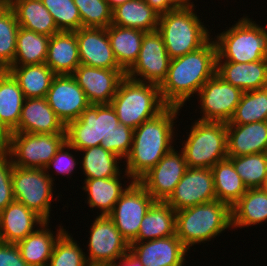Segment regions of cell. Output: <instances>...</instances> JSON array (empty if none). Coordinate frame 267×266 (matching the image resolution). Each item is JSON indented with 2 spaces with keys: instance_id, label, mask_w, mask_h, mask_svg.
I'll return each instance as SVG.
<instances>
[{
  "instance_id": "6da1fadb",
  "label": "cell",
  "mask_w": 267,
  "mask_h": 266,
  "mask_svg": "<svg viewBox=\"0 0 267 266\" xmlns=\"http://www.w3.org/2000/svg\"><path fill=\"white\" fill-rule=\"evenodd\" d=\"M180 109L167 106L156 117L134 129L131 151L123 161L126 167L122 176L138 181L174 147L173 142L177 140L174 139V123Z\"/></svg>"
},
{
  "instance_id": "7a4b0ae2",
  "label": "cell",
  "mask_w": 267,
  "mask_h": 266,
  "mask_svg": "<svg viewBox=\"0 0 267 266\" xmlns=\"http://www.w3.org/2000/svg\"><path fill=\"white\" fill-rule=\"evenodd\" d=\"M216 58L217 47L211 38L198 50L171 59L166 79L159 86L163 102L167 106L184 107L216 74Z\"/></svg>"
},
{
  "instance_id": "3957f363",
  "label": "cell",
  "mask_w": 267,
  "mask_h": 266,
  "mask_svg": "<svg viewBox=\"0 0 267 266\" xmlns=\"http://www.w3.org/2000/svg\"><path fill=\"white\" fill-rule=\"evenodd\" d=\"M175 235L189 250L231 229V208L219 200L176 211ZM206 241V242H205Z\"/></svg>"
},
{
  "instance_id": "277c9868",
  "label": "cell",
  "mask_w": 267,
  "mask_h": 266,
  "mask_svg": "<svg viewBox=\"0 0 267 266\" xmlns=\"http://www.w3.org/2000/svg\"><path fill=\"white\" fill-rule=\"evenodd\" d=\"M215 35L216 61L249 63L267 60V28L243 16L228 30Z\"/></svg>"
},
{
  "instance_id": "5b68a950",
  "label": "cell",
  "mask_w": 267,
  "mask_h": 266,
  "mask_svg": "<svg viewBox=\"0 0 267 266\" xmlns=\"http://www.w3.org/2000/svg\"><path fill=\"white\" fill-rule=\"evenodd\" d=\"M119 122L132 129L161 113L163 102L158 85L133 80L125 76L111 100Z\"/></svg>"
},
{
  "instance_id": "8992f818",
  "label": "cell",
  "mask_w": 267,
  "mask_h": 266,
  "mask_svg": "<svg viewBox=\"0 0 267 266\" xmlns=\"http://www.w3.org/2000/svg\"><path fill=\"white\" fill-rule=\"evenodd\" d=\"M195 9L177 8L159 16L157 31L162 35L170 59L198 50L212 38Z\"/></svg>"
},
{
  "instance_id": "52a82bcc",
  "label": "cell",
  "mask_w": 267,
  "mask_h": 266,
  "mask_svg": "<svg viewBox=\"0 0 267 266\" xmlns=\"http://www.w3.org/2000/svg\"><path fill=\"white\" fill-rule=\"evenodd\" d=\"M187 139L182 143L187 167L212 168L227 159V124L195 120Z\"/></svg>"
},
{
  "instance_id": "ba28073f",
  "label": "cell",
  "mask_w": 267,
  "mask_h": 266,
  "mask_svg": "<svg viewBox=\"0 0 267 266\" xmlns=\"http://www.w3.org/2000/svg\"><path fill=\"white\" fill-rule=\"evenodd\" d=\"M120 124L111 104H90L66 127V141L77 151L107 145L108 136Z\"/></svg>"
},
{
  "instance_id": "9c48e42d",
  "label": "cell",
  "mask_w": 267,
  "mask_h": 266,
  "mask_svg": "<svg viewBox=\"0 0 267 266\" xmlns=\"http://www.w3.org/2000/svg\"><path fill=\"white\" fill-rule=\"evenodd\" d=\"M11 181L14 199L50 222L55 184L45 170L13 166Z\"/></svg>"
},
{
  "instance_id": "30bf717a",
  "label": "cell",
  "mask_w": 267,
  "mask_h": 266,
  "mask_svg": "<svg viewBox=\"0 0 267 266\" xmlns=\"http://www.w3.org/2000/svg\"><path fill=\"white\" fill-rule=\"evenodd\" d=\"M65 141L66 133L12 132L6 152L16 167L44 169Z\"/></svg>"
},
{
  "instance_id": "8fae6325",
  "label": "cell",
  "mask_w": 267,
  "mask_h": 266,
  "mask_svg": "<svg viewBox=\"0 0 267 266\" xmlns=\"http://www.w3.org/2000/svg\"><path fill=\"white\" fill-rule=\"evenodd\" d=\"M92 222L88 231V255H85L89 266H107L129 251V243L108 215H98Z\"/></svg>"
},
{
  "instance_id": "7c38bea8",
  "label": "cell",
  "mask_w": 267,
  "mask_h": 266,
  "mask_svg": "<svg viewBox=\"0 0 267 266\" xmlns=\"http://www.w3.org/2000/svg\"><path fill=\"white\" fill-rule=\"evenodd\" d=\"M154 202L146 189L134 181L108 215L129 245L137 238L141 222Z\"/></svg>"
},
{
  "instance_id": "4fadbf2b",
  "label": "cell",
  "mask_w": 267,
  "mask_h": 266,
  "mask_svg": "<svg viewBox=\"0 0 267 266\" xmlns=\"http://www.w3.org/2000/svg\"><path fill=\"white\" fill-rule=\"evenodd\" d=\"M170 60L162 35L158 31L146 32L138 57L126 76L160 86L166 79Z\"/></svg>"
},
{
  "instance_id": "5bb4252c",
  "label": "cell",
  "mask_w": 267,
  "mask_h": 266,
  "mask_svg": "<svg viewBox=\"0 0 267 266\" xmlns=\"http://www.w3.org/2000/svg\"><path fill=\"white\" fill-rule=\"evenodd\" d=\"M243 91L225 82L215 74L199 90L196 95L199 99L202 112L201 121L228 123L233 117L240 102Z\"/></svg>"
},
{
  "instance_id": "9a60e30c",
  "label": "cell",
  "mask_w": 267,
  "mask_h": 266,
  "mask_svg": "<svg viewBox=\"0 0 267 266\" xmlns=\"http://www.w3.org/2000/svg\"><path fill=\"white\" fill-rule=\"evenodd\" d=\"M187 168L183 151H177L173 147L138 182L155 201L165 202L184 176Z\"/></svg>"
},
{
  "instance_id": "2e32d148",
  "label": "cell",
  "mask_w": 267,
  "mask_h": 266,
  "mask_svg": "<svg viewBox=\"0 0 267 266\" xmlns=\"http://www.w3.org/2000/svg\"><path fill=\"white\" fill-rule=\"evenodd\" d=\"M216 199L211 168H187L176 188L165 201L175 211Z\"/></svg>"
},
{
  "instance_id": "e0dca14e",
  "label": "cell",
  "mask_w": 267,
  "mask_h": 266,
  "mask_svg": "<svg viewBox=\"0 0 267 266\" xmlns=\"http://www.w3.org/2000/svg\"><path fill=\"white\" fill-rule=\"evenodd\" d=\"M45 98L65 126L77 120L90 105L74 77L66 74L55 76Z\"/></svg>"
},
{
  "instance_id": "ac0fdd59",
  "label": "cell",
  "mask_w": 267,
  "mask_h": 266,
  "mask_svg": "<svg viewBox=\"0 0 267 266\" xmlns=\"http://www.w3.org/2000/svg\"><path fill=\"white\" fill-rule=\"evenodd\" d=\"M83 89L90 104H110L121 80L123 69H105L80 64L71 74Z\"/></svg>"
},
{
  "instance_id": "d6986e66",
  "label": "cell",
  "mask_w": 267,
  "mask_h": 266,
  "mask_svg": "<svg viewBox=\"0 0 267 266\" xmlns=\"http://www.w3.org/2000/svg\"><path fill=\"white\" fill-rule=\"evenodd\" d=\"M129 251L143 266H186L188 249L172 235L150 241L132 242Z\"/></svg>"
},
{
  "instance_id": "ffe728a7",
  "label": "cell",
  "mask_w": 267,
  "mask_h": 266,
  "mask_svg": "<svg viewBox=\"0 0 267 266\" xmlns=\"http://www.w3.org/2000/svg\"><path fill=\"white\" fill-rule=\"evenodd\" d=\"M75 34L80 64L105 69H122L113 54L107 28L81 27Z\"/></svg>"
},
{
  "instance_id": "44dd1931",
  "label": "cell",
  "mask_w": 267,
  "mask_h": 266,
  "mask_svg": "<svg viewBox=\"0 0 267 266\" xmlns=\"http://www.w3.org/2000/svg\"><path fill=\"white\" fill-rule=\"evenodd\" d=\"M65 125L46 98H27L23 102L18 127L13 132L32 134L66 133Z\"/></svg>"
},
{
  "instance_id": "7402d4cb",
  "label": "cell",
  "mask_w": 267,
  "mask_h": 266,
  "mask_svg": "<svg viewBox=\"0 0 267 266\" xmlns=\"http://www.w3.org/2000/svg\"><path fill=\"white\" fill-rule=\"evenodd\" d=\"M44 222L34 211L14 200L0 211V241L17 244Z\"/></svg>"
},
{
  "instance_id": "603a6c76",
  "label": "cell",
  "mask_w": 267,
  "mask_h": 266,
  "mask_svg": "<svg viewBox=\"0 0 267 266\" xmlns=\"http://www.w3.org/2000/svg\"><path fill=\"white\" fill-rule=\"evenodd\" d=\"M267 153V121L227 124V156Z\"/></svg>"
},
{
  "instance_id": "cb8c5ba5",
  "label": "cell",
  "mask_w": 267,
  "mask_h": 266,
  "mask_svg": "<svg viewBox=\"0 0 267 266\" xmlns=\"http://www.w3.org/2000/svg\"><path fill=\"white\" fill-rule=\"evenodd\" d=\"M216 74L243 92L267 87V60L249 63L216 61Z\"/></svg>"
},
{
  "instance_id": "d4e9b609",
  "label": "cell",
  "mask_w": 267,
  "mask_h": 266,
  "mask_svg": "<svg viewBox=\"0 0 267 266\" xmlns=\"http://www.w3.org/2000/svg\"><path fill=\"white\" fill-rule=\"evenodd\" d=\"M45 64L56 75H71L80 65L75 32L60 31L50 37Z\"/></svg>"
},
{
  "instance_id": "484cf974",
  "label": "cell",
  "mask_w": 267,
  "mask_h": 266,
  "mask_svg": "<svg viewBox=\"0 0 267 266\" xmlns=\"http://www.w3.org/2000/svg\"><path fill=\"white\" fill-rule=\"evenodd\" d=\"M50 222L45 221L34 232L16 245L19 247L22 259L29 266H47L57 239L66 231L63 226L56 229V234L49 229Z\"/></svg>"
},
{
  "instance_id": "4316f807",
  "label": "cell",
  "mask_w": 267,
  "mask_h": 266,
  "mask_svg": "<svg viewBox=\"0 0 267 266\" xmlns=\"http://www.w3.org/2000/svg\"><path fill=\"white\" fill-rule=\"evenodd\" d=\"M121 175L111 178H96L84 180L83 191L87 194V204L89 207L99 209V215H109L119 200L121 195L134 182L130 180L129 184L121 183ZM127 185V186H126ZM124 186V187H123Z\"/></svg>"
},
{
  "instance_id": "83f0119b",
  "label": "cell",
  "mask_w": 267,
  "mask_h": 266,
  "mask_svg": "<svg viewBox=\"0 0 267 266\" xmlns=\"http://www.w3.org/2000/svg\"><path fill=\"white\" fill-rule=\"evenodd\" d=\"M20 27L49 37L60 32L41 0H7Z\"/></svg>"
},
{
  "instance_id": "f1b7e54d",
  "label": "cell",
  "mask_w": 267,
  "mask_h": 266,
  "mask_svg": "<svg viewBox=\"0 0 267 266\" xmlns=\"http://www.w3.org/2000/svg\"><path fill=\"white\" fill-rule=\"evenodd\" d=\"M267 221V193L262 188L247 189L231 207V226L243 228Z\"/></svg>"
},
{
  "instance_id": "f546056e",
  "label": "cell",
  "mask_w": 267,
  "mask_h": 266,
  "mask_svg": "<svg viewBox=\"0 0 267 266\" xmlns=\"http://www.w3.org/2000/svg\"><path fill=\"white\" fill-rule=\"evenodd\" d=\"M176 211L166 202L155 201L145 214L133 242L150 241L175 235Z\"/></svg>"
},
{
  "instance_id": "4dcf8cb0",
  "label": "cell",
  "mask_w": 267,
  "mask_h": 266,
  "mask_svg": "<svg viewBox=\"0 0 267 266\" xmlns=\"http://www.w3.org/2000/svg\"><path fill=\"white\" fill-rule=\"evenodd\" d=\"M159 16L145 0H129L112 10V24L154 32L158 30Z\"/></svg>"
},
{
  "instance_id": "1f68e13d",
  "label": "cell",
  "mask_w": 267,
  "mask_h": 266,
  "mask_svg": "<svg viewBox=\"0 0 267 266\" xmlns=\"http://www.w3.org/2000/svg\"><path fill=\"white\" fill-rule=\"evenodd\" d=\"M145 33V31L139 29L120 27L113 24L107 28L115 59L125 72L135 63Z\"/></svg>"
},
{
  "instance_id": "d6a6232c",
  "label": "cell",
  "mask_w": 267,
  "mask_h": 266,
  "mask_svg": "<svg viewBox=\"0 0 267 266\" xmlns=\"http://www.w3.org/2000/svg\"><path fill=\"white\" fill-rule=\"evenodd\" d=\"M8 71L16 79L24 98H44L56 74L45 64L11 66Z\"/></svg>"
},
{
  "instance_id": "836d02e7",
  "label": "cell",
  "mask_w": 267,
  "mask_h": 266,
  "mask_svg": "<svg viewBox=\"0 0 267 266\" xmlns=\"http://www.w3.org/2000/svg\"><path fill=\"white\" fill-rule=\"evenodd\" d=\"M211 170L216 199L231 208L248 188L228 158L217 162Z\"/></svg>"
},
{
  "instance_id": "e575fe53",
  "label": "cell",
  "mask_w": 267,
  "mask_h": 266,
  "mask_svg": "<svg viewBox=\"0 0 267 266\" xmlns=\"http://www.w3.org/2000/svg\"><path fill=\"white\" fill-rule=\"evenodd\" d=\"M24 94L8 70L0 71V119L13 132L19 124Z\"/></svg>"
},
{
  "instance_id": "d590c367",
  "label": "cell",
  "mask_w": 267,
  "mask_h": 266,
  "mask_svg": "<svg viewBox=\"0 0 267 266\" xmlns=\"http://www.w3.org/2000/svg\"><path fill=\"white\" fill-rule=\"evenodd\" d=\"M83 153L82 160H80V165L82 163L83 174L86 179H96V178H111L122 175V170L118 163H122V159L105 150L101 145L89 147L83 150H79Z\"/></svg>"
},
{
  "instance_id": "8d00e7d4",
  "label": "cell",
  "mask_w": 267,
  "mask_h": 266,
  "mask_svg": "<svg viewBox=\"0 0 267 266\" xmlns=\"http://www.w3.org/2000/svg\"><path fill=\"white\" fill-rule=\"evenodd\" d=\"M50 37L19 27L12 66L45 63Z\"/></svg>"
},
{
  "instance_id": "74e56055",
  "label": "cell",
  "mask_w": 267,
  "mask_h": 266,
  "mask_svg": "<svg viewBox=\"0 0 267 266\" xmlns=\"http://www.w3.org/2000/svg\"><path fill=\"white\" fill-rule=\"evenodd\" d=\"M267 121V87L243 92L235 113L226 124Z\"/></svg>"
},
{
  "instance_id": "f35d334b",
  "label": "cell",
  "mask_w": 267,
  "mask_h": 266,
  "mask_svg": "<svg viewBox=\"0 0 267 266\" xmlns=\"http://www.w3.org/2000/svg\"><path fill=\"white\" fill-rule=\"evenodd\" d=\"M248 189L262 188L267 178V153L228 156Z\"/></svg>"
},
{
  "instance_id": "ab89813d",
  "label": "cell",
  "mask_w": 267,
  "mask_h": 266,
  "mask_svg": "<svg viewBox=\"0 0 267 266\" xmlns=\"http://www.w3.org/2000/svg\"><path fill=\"white\" fill-rule=\"evenodd\" d=\"M19 27L15 13L7 4L0 10V70H8L12 66Z\"/></svg>"
},
{
  "instance_id": "60d3db41",
  "label": "cell",
  "mask_w": 267,
  "mask_h": 266,
  "mask_svg": "<svg viewBox=\"0 0 267 266\" xmlns=\"http://www.w3.org/2000/svg\"><path fill=\"white\" fill-rule=\"evenodd\" d=\"M84 249L65 231L56 241L47 266H89Z\"/></svg>"
},
{
  "instance_id": "b9f144b4",
  "label": "cell",
  "mask_w": 267,
  "mask_h": 266,
  "mask_svg": "<svg viewBox=\"0 0 267 266\" xmlns=\"http://www.w3.org/2000/svg\"><path fill=\"white\" fill-rule=\"evenodd\" d=\"M41 1L52 15L59 31L75 32L81 28V17L73 0Z\"/></svg>"
},
{
  "instance_id": "7bdbcfd3",
  "label": "cell",
  "mask_w": 267,
  "mask_h": 266,
  "mask_svg": "<svg viewBox=\"0 0 267 266\" xmlns=\"http://www.w3.org/2000/svg\"><path fill=\"white\" fill-rule=\"evenodd\" d=\"M79 10L81 27L108 28L112 10L106 0H73Z\"/></svg>"
},
{
  "instance_id": "ee69618b",
  "label": "cell",
  "mask_w": 267,
  "mask_h": 266,
  "mask_svg": "<svg viewBox=\"0 0 267 266\" xmlns=\"http://www.w3.org/2000/svg\"><path fill=\"white\" fill-rule=\"evenodd\" d=\"M70 150L77 152L76 149H74L67 141H65L57 150L51 161L44 168L45 172L53 181H55V177H52L54 174L50 170L54 169V171H56L55 176L58 174L61 176L67 175L70 177V175L74 173L73 171L76 169V165L80 164L77 162L79 161L78 158L75 159L76 157L73 156V152H70ZM49 172H51L52 175Z\"/></svg>"
},
{
  "instance_id": "f6af8a7d",
  "label": "cell",
  "mask_w": 267,
  "mask_h": 266,
  "mask_svg": "<svg viewBox=\"0 0 267 266\" xmlns=\"http://www.w3.org/2000/svg\"><path fill=\"white\" fill-rule=\"evenodd\" d=\"M133 135L134 129L120 123L108 136L107 145L101 146L124 160L131 151Z\"/></svg>"
},
{
  "instance_id": "bcb514c9",
  "label": "cell",
  "mask_w": 267,
  "mask_h": 266,
  "mask_svg": "<svg viewBox=\"0 0 267 266\" xmlns=\"http://www.w3.org/2000/svg\"><path fill=\"white\" fill-rule=\"evenodd\" d=\"M0 266H29L16 244L0 241Z\"/></svg>"
},
{
  "instance_id": "7dc6e473",
  "label": "cell",
  "mask_w": 267,
  "mask_h": 266,
  "mask_svg": "<svg viewBox=\"0 0 267 266\" xmlns=\"http://www.w3.org/2000/svg\"><path fill=\"white\" fill-rule=\"evenodd\" d=\"M13 166L11 156L6 151H0V186H12Z\"/></svg>"
},
{
  "instance_id": "c3c4849f",
  "label": "cell",
  "mask_w": 267,
  "mask_h": 266,
  "mask_svg": "<svg viewBox=\"0 0 267 266\" xmlns=\"http://www.w3.org/2000/svg\"><path fill=\"white\" fill-rule=\"evenodd\" d=\"M145 2L159 15L177 9L171 0H145Z\"/></svg>"
},
{
  "instance_id": "681fc988",
  "label": "cell",
  "mask_w": 267,
  "mask_h": 266,
  "mask_svg": "<svg viewBox=\"0 0 267 266\" xmlns=\"http://www.w3.org/2000/svg\"><path fill=\"white\" fill-rule=\"evenodd\" d=\"M107 266H143L137 257L128 251L122 258L109 263Z\"/></svg>"
},
{
  "instance_id": "f907efd6",
  "label": "cell",
  "mask_w": 267,
  "mask_h": 266,
  "mask_svg": "<svg viewBox=\"0 0 267 266\" xmlns=\"http://www.w3.org/2000/svg\"><path fill=\"white\" fill-rule=\"evenodd\" d=\"M14 200L12 186H0V211Z\"/></svg>"
},
{
  "instance_id": "816d5d0a",
  "label": "cell",
  "mask_w": 267,
  "mask_h": 266,
  "mask_svg": "<svg viewBox=\"0 0 267 266\" xmlns=\"http://www.w3.org/2000/svg\"><path fill=\"white\" fill-rule=\"evenodd\" d=\"M12 132L5 126V124L0 119V151H6L10 139H11Z\"/></svg>"
},
{
  "instance_id": "f5cc1de1",
  "label": "cell",
  "mask_w": 267,
  "mask_h": 266,
  "mask_svg": "<svg viewBox=\"0 0 267 266\" xmlns=\"http://www.w3.org/2000/svg\"><path fill=\"white\" fill-rule=\"evenodd\" d=\"M192 0H171V2L177 7V8H192L196 7Z\"/></svg>"
},
{
  "instance_id": "db71d44e",
  "label": "cell",
  "mask_w": 267,
  "mask_h": 266,
  "mask_svg": "<svg viewBox=\"0 0 267 266\" xmlns=\"http://www.w3.org/2000/svg\"><path fill=\"white\" fill-rule=\"evenodd\" d=\"M106 1L108 2V5L111 8V10H113L114 8L120 6L121 4L129 0H106Z\"/></svg>"
},
{
  "instance_id": "11a10c76",
  "label": "cell",
  "mask_w": 267,
  "mask_h": 266,
  "mask_svg": "<svg viewBox=\"0 0 267 266\" xmlns=\"http://www.w3.org/2000/svg\"><path fill=\"white\" fill-rule=\"evenodd\" d=\"M7 5V0H0V10Z\"/></svg>"
},
{
  "instance_id": "9f6ffc18",
  "label": "cell",
  "mask_w": 267,
  "mask_h": 266,
  "mask_svg": "<svg viewBox=\"0 0 267 266\" xmlns=\"http://www.w3.org/2000/svg\"><path fill=\"white\" fill-rule=\"evenodd\" d=\"M262 189L267 193V178L265 180L264 185L262 186Z\"/></svg>"
}]
</instances>
